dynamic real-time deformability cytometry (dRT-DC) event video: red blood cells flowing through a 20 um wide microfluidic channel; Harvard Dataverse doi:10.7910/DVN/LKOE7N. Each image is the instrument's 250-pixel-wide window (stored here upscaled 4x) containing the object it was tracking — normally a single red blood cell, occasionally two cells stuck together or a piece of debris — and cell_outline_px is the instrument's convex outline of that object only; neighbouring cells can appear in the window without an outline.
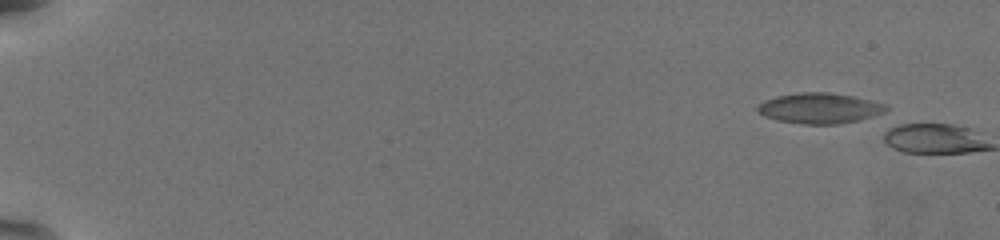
{"species": "common noctule bat (a hibernating species)", "species_latin": "Nyctalus noctula", "temperature_condition": "warm", "stored_images_in_passage": 3, "camera_frame_rate_fps": 3000, "um_per_image_px": 0.085, "animal": {"sex": "female", "body_mass_g": 19.5, "forearm_length_mm": 54.1}, "frame": {"image": 1, "passage_image": 2, "time_ms": 0.333, "image_size_px": [1000, 240], "cell_outline_px": [[888, 108], [884, 116], [840, 124], [804, 124], [780, 120], [764, 116], [756, 108], [764, 100], [776, 96], [800, 92], [828, 92], [852, 96], [884, 104]], "centroid_in_image_um": [69.75, 9.21], "position_along_channel_um": 15.2, "area_um2": 23.0}}